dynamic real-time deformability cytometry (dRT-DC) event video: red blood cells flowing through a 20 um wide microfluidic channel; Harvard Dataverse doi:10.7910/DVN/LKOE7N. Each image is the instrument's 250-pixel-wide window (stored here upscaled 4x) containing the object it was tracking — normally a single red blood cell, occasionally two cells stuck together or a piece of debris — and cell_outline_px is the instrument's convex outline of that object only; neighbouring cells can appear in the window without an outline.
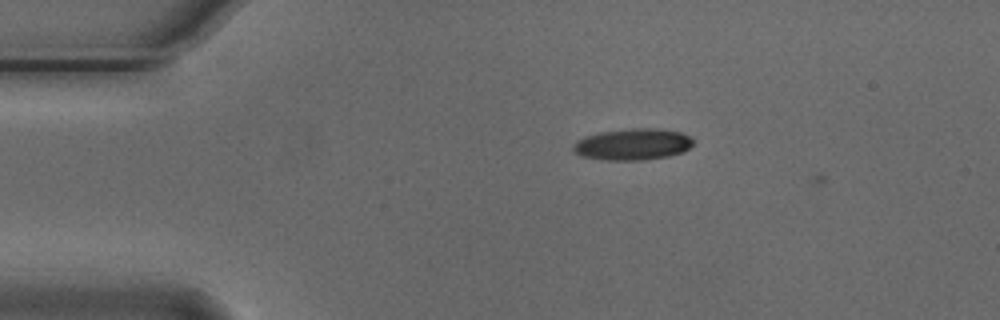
{"species": "Egyptian fruit bat (a non-hibernating species)", "species_latin": "Rousettus aegyptiacus", "temperature_condition": "cold", "stored_images_in_passage": 7, "camera_frame_rate_fps": 3000, "um_per_image_px": 0.085, "animal": {"sex": "male"}, "frame": {"image": 1, "passage_image": 5, "time_ms": 1.333, "image_size_px": [1000, 320], "cell_outline_px": [[692, 144], [684, 152], [668, 156], [644, 160], [604, 160], [580, 156], [572, 148], [572, 144], [576, 140], [584, 136], [600, 132], [632, 128], [652, 128], [680, 132], [688, 136], [692, 140]], "centroid_in_image_um": [53.73, 12.27], "position_along_channel_um": 31.3, "area_um2": 22.02}}